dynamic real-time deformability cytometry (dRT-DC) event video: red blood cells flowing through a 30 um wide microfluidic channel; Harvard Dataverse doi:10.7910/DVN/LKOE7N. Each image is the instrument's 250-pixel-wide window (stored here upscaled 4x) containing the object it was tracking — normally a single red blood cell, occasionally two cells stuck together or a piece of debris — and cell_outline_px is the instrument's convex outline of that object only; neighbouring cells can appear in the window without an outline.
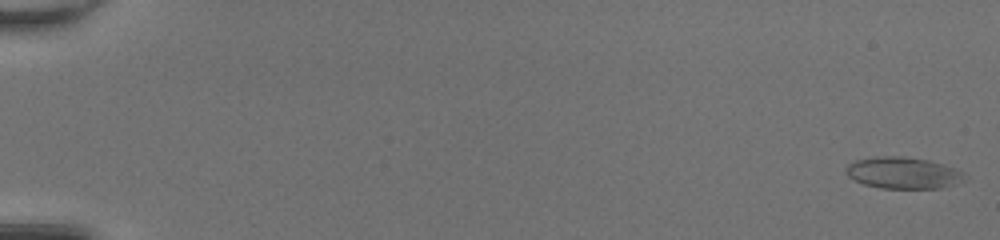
{"species": "common noctule bat (a hibernating species)", "species_latin": "Nyctalus noctula", "temperature_condition": "room temperature", "stored_images_in_passage": 51, "camera_frame_rate_fps": 3000, "um_per_image_px": 0.085, "animal": {"sex": "female", "body_mass_g": 20.0, "forearm_length_mm": 54.0}, "frame": {"image": 1, "passage_image": 2, "time_ms": 0.333, "image_size_px": [1000, 240], "cell_outline_px": [[968, 176], [952, 184], [940, 188], [880, 188], [864, 184], [852, 180], [844, 172], [848, 164], [856, 160], [876, 156], [904, 156], [928, 160], [956, 168], [964, 172]], "centroid_in_image_um": [76.72, 14.69], "position_along_channel_um": 8.3, "area_um2": 21.85}}
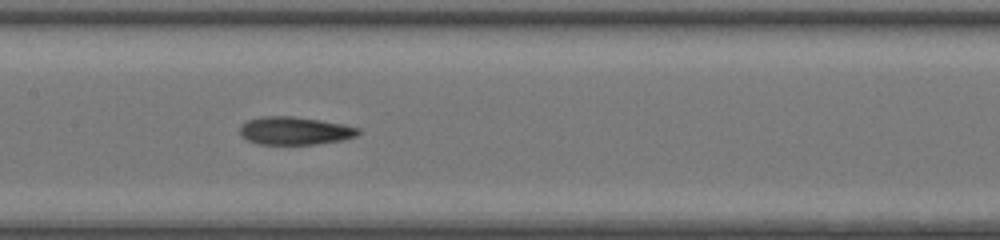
{"frame": {"image": 2, "passage_image": 28, "time_ms": 9.0, "image_size_px": [1000, 240], "cell_outline_px": [[360, 132], [356, 136], [344, 140], [312, 144], [260, 144], [248, 140], [240, 136], [240, 124], [248, 120], [260, 116], [292, 116], [320, 120], [344, 124], [360, 128]], "centroid_in_image_um": [25.05, 11.11], "position_along_channel_um": 182.3, "area_um2": 19.36}}
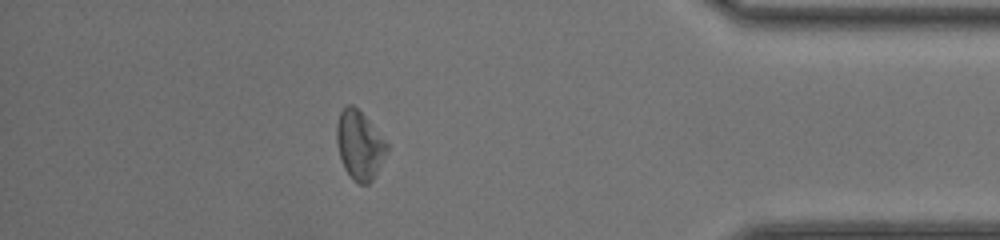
{"frame": {"image": 3, "passage_image": 46, "time_ms": 15.0, "image_size_px": [1000, 240], "cell_outline_px": [[388, 152], [372, 180], [368, 184], [360, 184], [352, 180], [344, 168], [336, 144], [336, 124], [340, 112], [348, 104], [352, 104], [368, 120], [388, 144]], "centroid_in_image_um": [30.54, 12.36], "position_along_channel_um": 404.7, "area_um2": 20.0}, "authors_computed_cell_mechanics": {"area_um2": 20.2878, "velocity_mm_per_s": 4.2654, "shape_relaxation_time_tau1_ms": null, "shape_relaxation_time_tau2_ms": 3.5962, "deformation_change_tau1": null, "deformation_change_tau2": 0.1304}}